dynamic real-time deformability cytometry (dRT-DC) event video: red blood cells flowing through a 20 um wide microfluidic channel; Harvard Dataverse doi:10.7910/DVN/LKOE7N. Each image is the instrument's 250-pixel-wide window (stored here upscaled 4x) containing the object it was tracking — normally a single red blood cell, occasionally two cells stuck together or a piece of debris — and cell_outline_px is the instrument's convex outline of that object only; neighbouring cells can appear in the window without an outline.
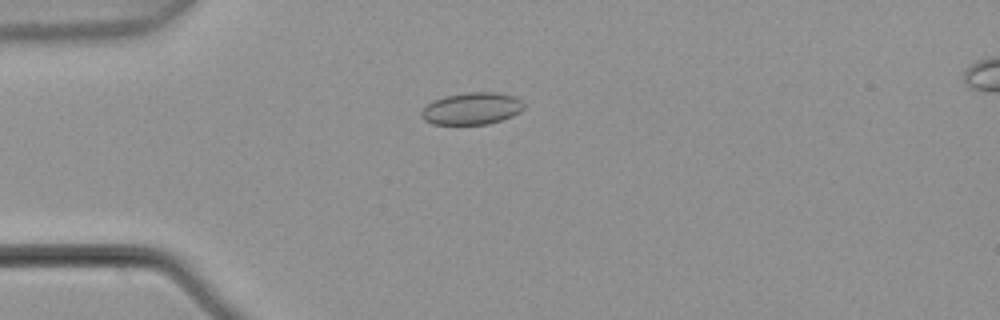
{"species": "common noctule bat (a hibernating species)", "species_latin": "Nyctalus noctula", "temperature_condition": "warm", "stored_images_in_passage": 6, "camera_frame_rate_fps": 3000, "um_per_image_px": 0.085, "animal": {"sex": "male", "body_mass_g": 21.5, "forearm_length_mm": 52.0}, "frame": {"image": 1, "passage_image": 5, "time_ms": 1.333, "image_size_px": [1000, 320], "cell_outline_px": [[524, 108], [520, 112], [512, 116], [488, 124], [432, 124], [424, 120], [420, 116], [420, 112], [432, 100], [444, 96], [464, 92], [496, 92], [516, 96], [524, 104]], "centroid_in_image_um": [40.09, 9.21], "position_along_channel_um": 44.9, "area_um2": 19.31}}